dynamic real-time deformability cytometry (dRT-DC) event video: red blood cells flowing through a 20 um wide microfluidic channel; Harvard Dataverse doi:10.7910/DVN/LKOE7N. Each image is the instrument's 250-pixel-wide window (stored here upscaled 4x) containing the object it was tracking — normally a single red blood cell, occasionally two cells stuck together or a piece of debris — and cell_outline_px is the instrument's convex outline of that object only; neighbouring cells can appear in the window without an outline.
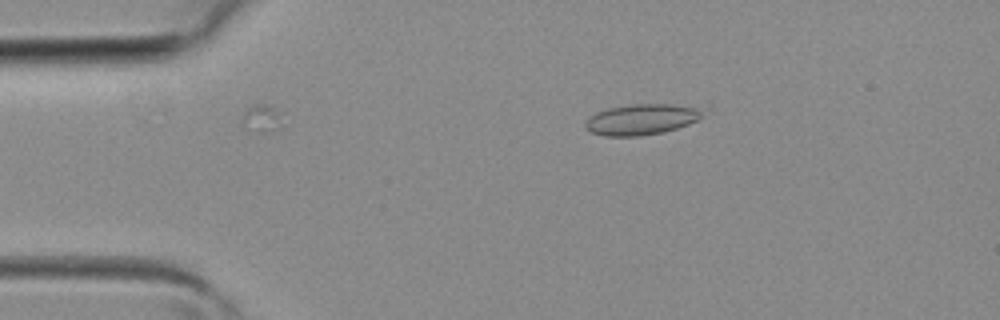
{"species": "common noctule bat (a hibernating species)", "species_latin": "Nyctalus noctula", "temperature_condition": "room temperature", "stored_images_in_passage": 4, "camera_frame_rate_fps": 3000, "um_per_image_px": 0.085, "animal": {"sex": "female", "body_mass_g": 19.3, "forearm_length_mm": 54.1}, "frame": {"image": 1, "passage_image": 3, "time_ms": 0.667, "image_size_px": [1000, 320], "cell_outline_px": [[704, 108], [700, 116], [696, 120], [688, 124], [664, 132], [640, 136], [604, 136], [592, 132], [584, 128], [584, 124], [596, 112], [608, 108], [632, 104], [672, 104]], "centroid_in_image_um": [54.52, 10.15], "position_along_channel_um": 30.5, "area_um2": 20.92}}